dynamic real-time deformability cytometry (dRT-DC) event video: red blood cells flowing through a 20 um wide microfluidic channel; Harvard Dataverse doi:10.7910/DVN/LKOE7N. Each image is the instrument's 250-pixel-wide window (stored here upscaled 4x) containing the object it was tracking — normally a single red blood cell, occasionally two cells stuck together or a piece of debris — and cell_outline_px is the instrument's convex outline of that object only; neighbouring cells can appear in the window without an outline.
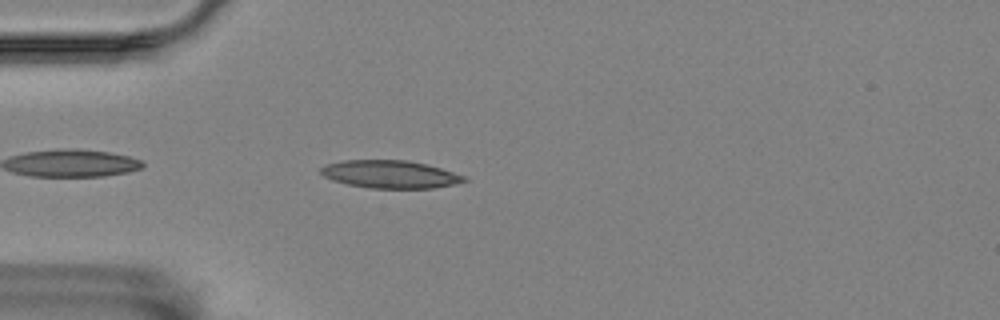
{"species": "Egyptian fruit bat (a non-hibernating species)", "species_latin": "Rousettus aegyptiacus", "temperature_condition": "room temperature", "stored_images_in_passage": 44, "camera_frame_rate_fps": 3000, "um_per_image_px": 0.085, "animal": {"sex": "female"}, "frame": {"image": 1, "passage_image": 4, "time_ms": 1.0, "image_size_px": [1000, 320], "cell_outline_px": [[468, 180], [452, 184], [432, 188], [368, 188], [348, 184], [332, 180], [324, 176], [320, 172], [320, 168], [324, 164], [344, 160], [408, 160], [428, 164], [468, 176]], "centroid_in_image_um": [33.17, 14.8], "position_along_channel_um": 51.8, "area_um2": 23.35}}
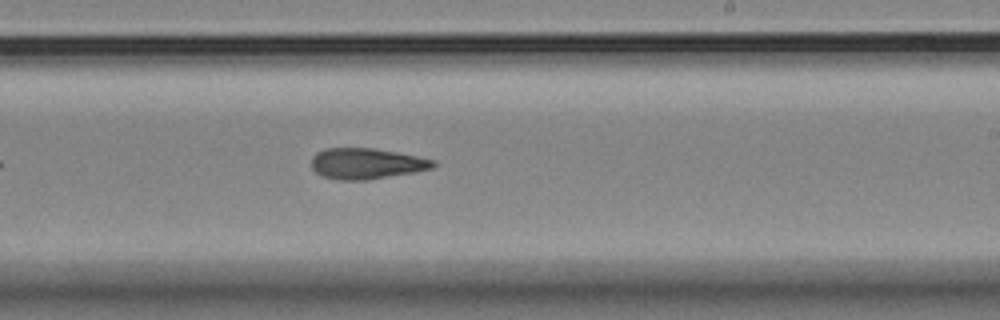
{"frame": {"image": 2, "passage_image": 22, "time_ms": 7.0, "image_size_px": [1000, 320], "cell_outline_px": [[436, 164], [432, 168], [412, 172], [368, 180], [340, 180], [324, 176], [316, 172], [312, 168], [312, 156], [316, 152], [324, 148], [372, 148], [396, 152], [436, 160]], "centroid_in_image_um": [31.12, 13.9], "position_along_channel_um": 257.9, "area_um2": 21.73}}
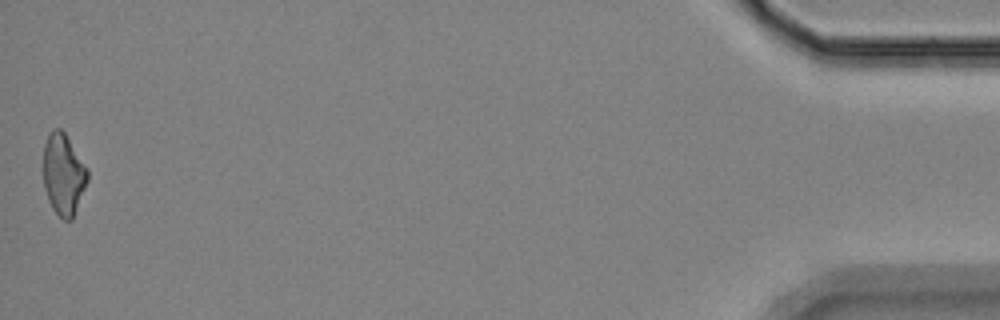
{"frame": {"image": 3, "passage_image": 44, "time_ms": 14.333, "image_size_px": [1000, 320], "cell_outline_px": [[88, 180], [72, 220], [64, 220], [52, 208], [48, 200], [44, 188], [44, 144], [48, 132], [52, 128], [60, 128], [64, 132], [88, 168]], "centroid_in_image_um": [5.39, 14.8], "position_along_channel_um": 429.8, "area_um2": 20.98}}